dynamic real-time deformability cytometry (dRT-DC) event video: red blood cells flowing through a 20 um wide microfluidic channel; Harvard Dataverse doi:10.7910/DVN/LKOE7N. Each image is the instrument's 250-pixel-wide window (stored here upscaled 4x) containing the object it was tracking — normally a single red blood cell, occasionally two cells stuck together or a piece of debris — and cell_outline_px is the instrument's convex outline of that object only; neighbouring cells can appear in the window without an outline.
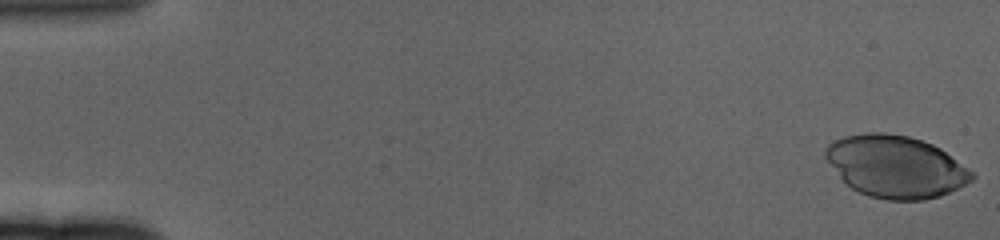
{"species": "human", "species_latin": "Homo sapiens", "temperature_condition": "cold", "stored_images_in_passage": 61, "camera_frame_rate_fps": 3000, "um_per_image_px": 0.085, "donor": {"sex": "female"}, "frame": {"image": 1, "passage_image": 1, "time_ms": 0.0, "image_size_px": [1000, 240], "cell_outline_px": [[976, 176], [972, 180], [940, 196], [924, 200], [888, 200], [868, 196], [852, 188], [840, 176], [824, 156], [824, 148], [828, 144], [844, 136], [864, 132], [884, 132], [908, 136], [932, 144], [940, 148], [968, 168]], "centroid_in_image_um": [76.12, 14.15], "position_along_channel_um": 8.9, "area_um2": 52.6}}
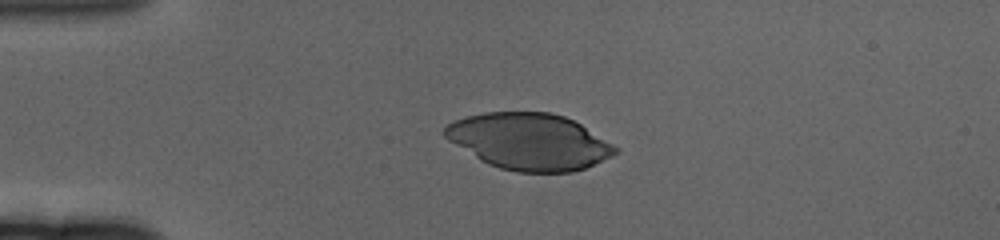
{"frame": {"image": 2, "passage_image": 15, "time_ms": 4.667, "image_size_px": [1000, 240], "cell_outline_px": [[620, 152], [612, 156], [584, 168], [572, 172], [516, 172], [500, 168], [488, 164], [480, 160], [448, 140], [444, 136], [444, 128], [448, 124], [456, 120], [468, 116], [484, 112], [548, 112], [564, 116], [580, 124], [620, 148]], "centroid_in_image_um": [45.0, 12.03], "position_along_channel_um": 40.0, "area_um2": 55.83}}